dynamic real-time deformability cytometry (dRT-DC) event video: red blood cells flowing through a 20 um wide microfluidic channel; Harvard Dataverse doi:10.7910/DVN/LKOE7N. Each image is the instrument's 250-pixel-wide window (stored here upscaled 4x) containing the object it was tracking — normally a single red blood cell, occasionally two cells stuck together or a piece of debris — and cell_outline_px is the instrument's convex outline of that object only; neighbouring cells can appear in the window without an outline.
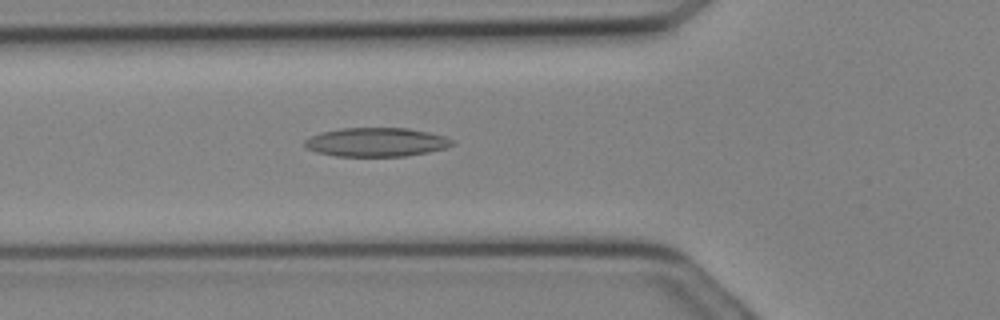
{"species": "Egyptian fruit bat (a non-hibernating species)", "species_latin": "Rousettus aegyptiacus", "temperature_condition": "cold", "stored_images_in_passage": 12, "camera_frame_rate_fps": 3000, "um_per_image_px": 0.085, "animal": {"sex": "female"}, "frame": {"image": 1, "passage_image": 10, "time_ms": 3.0, "image_size_px": [1000, 320], "cell_outline_px": [[456, 144], [444, 148], [428, 152], [404, 156], [336, 156], [316, 152], [304, 148], [304, 140], [320, 132], [340, 128], [408, 128], [428, 132], [444, 136], [456, 140]], "centroid_in_image_um": [31.98, 12.08], "position_along_channel_um": 93.8, "area_um2": 24.97}}
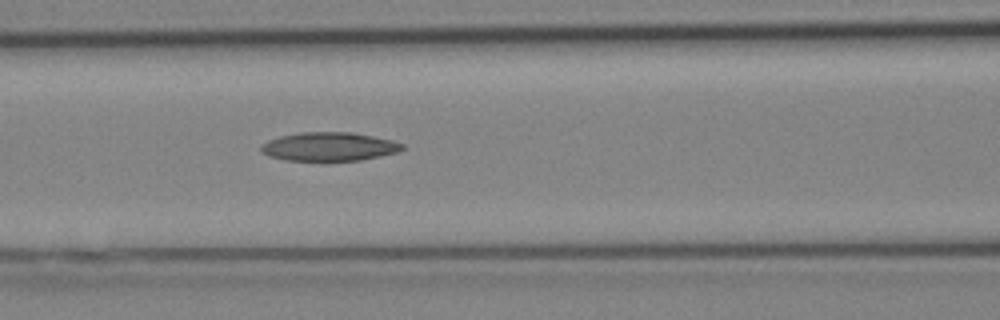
{"frame": {"image": 2, "passage_image": 12, "time_ms": 3.667, "image_size_px": [1000, 320], "cell_outline_px": [[404, 148], [400, 152], [360, 160], [284, 160], [268, 156], [260, 152], [260, 144], [268, 140], [280, 136], [300, 132], [352, 132], [392, 140], [404, 144]], "centroid_in_image_um": [27.95, 12.46], "position_along_channel_um": 138.6, "area_um2": 23.7}}